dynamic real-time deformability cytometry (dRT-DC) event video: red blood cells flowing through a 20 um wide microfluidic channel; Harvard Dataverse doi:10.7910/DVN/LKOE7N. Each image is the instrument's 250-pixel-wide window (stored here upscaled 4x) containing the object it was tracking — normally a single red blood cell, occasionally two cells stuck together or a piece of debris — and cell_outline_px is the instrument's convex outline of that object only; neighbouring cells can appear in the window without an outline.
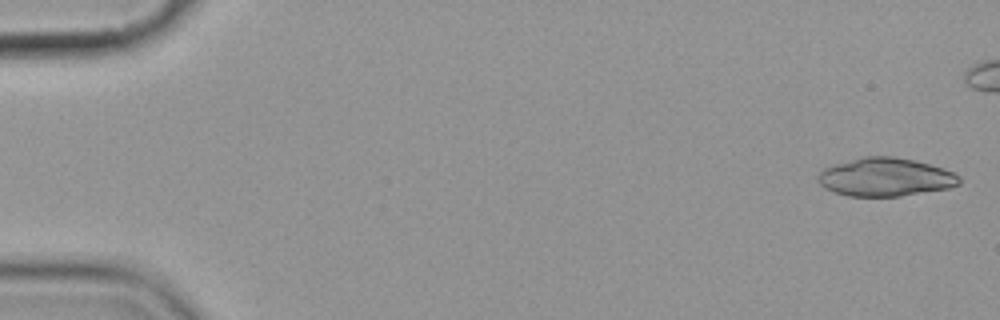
{"species": "common noctule bat (a hibernating species)", "species_latin": "Nyctalus noctula", "temperature_condition": "cold", "stored_images_in_passage": 8, "camera_frame_rate_fps": 3000, "um_per_image_px": 0.085, "animal": {"sex": "female", "body_mass_g": 19.9}, "frame": {"image": 1, "passage_image": 1, "time_ms": 0.0, "image_size_px": [1000, 320], "cell_outline_px": [[960, 184], [948, 188], [900, 196], [848, 196], [836, 192], [820, 184], [816, 180], [816, 176], [824, 168], [836, 164], [864, 156], [892, 156], [912, 160], [944, 168], [960, 176]], "centroid_in_image_um": [75.26, 15.05], "position_along_channel_um": 9.7, "area_um2": 31.27}}
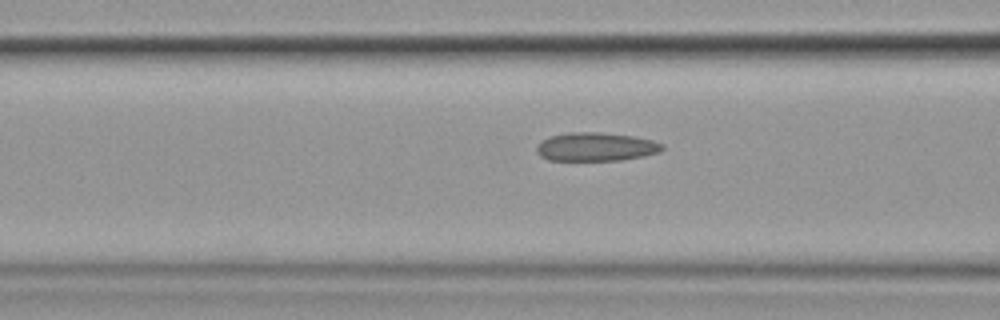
{"frame": {"image": 2, "passage_image": 8, "time_ms": 9.0, "image_size_px": [1000, 320], "cell_outline_px": [[664, 148], [660, 152], [644, 156], [620, 160], [548, 160], [540, 156], [536, 152], [536, 148], [544, 140], [552, 136], [568, 132], [600, 132], [636, 136], [652, 140], [664, 144]], "centroid_in_image_um": [50.7, 12.48], "position_along_channel_um": 115.9, "area_um2": 20.92}}